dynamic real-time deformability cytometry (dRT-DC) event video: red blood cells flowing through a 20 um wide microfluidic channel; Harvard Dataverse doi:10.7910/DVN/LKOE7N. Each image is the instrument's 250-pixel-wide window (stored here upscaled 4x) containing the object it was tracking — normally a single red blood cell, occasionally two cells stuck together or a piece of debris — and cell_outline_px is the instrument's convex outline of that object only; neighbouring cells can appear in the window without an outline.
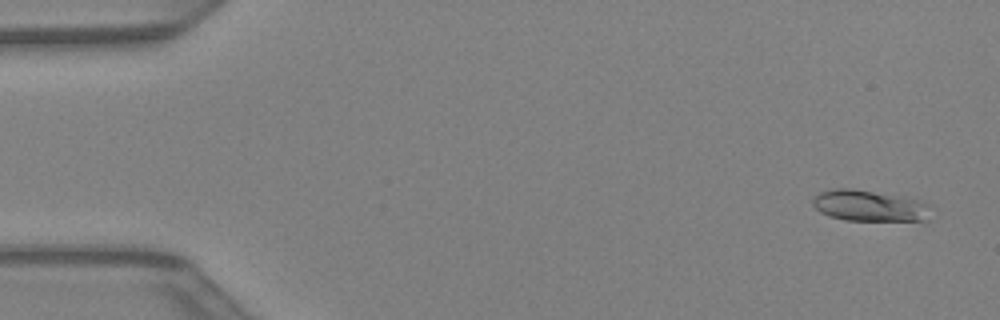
{"species": "Egyptian fruit bat (a non-hibernating species)", "species_latin": "Rousettus aegyptiacus", "temperature_condition": "warm", "stored_images_in_passage": 43, "camera_frame_rate_fps": 3000, "um_per_image_px": 0.085, "animal": {"sex": "female"}, "frame": {"image": 1, "passage_image": 2, "time_ms": 0.333, "image_size_px": [1000, 320], "cell_outline_px": [[932, 220], [844, 220], [828, 216], [820, 212], [812, 204], [812, 196], [820, 192], [832, 188], [852, 188], [904, 196], [920, 200], [932, 204]], "centroid_in_image_um": [73.96, 17.48], "position_along_channel_um": 11.0, "area_um2": 22.08}}
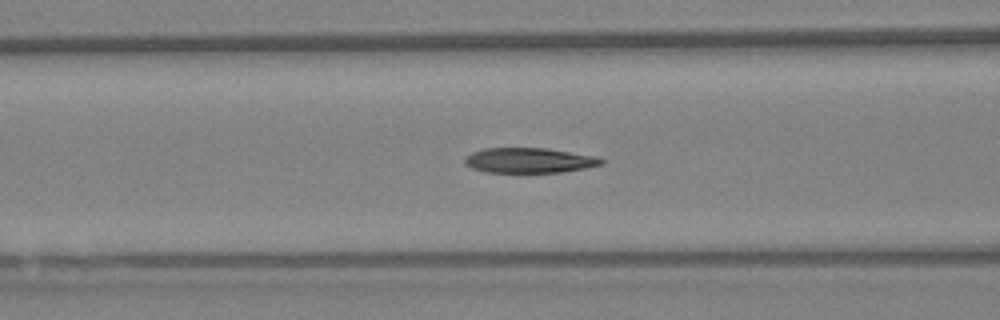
{"frame": {"image": 2, "passage_image": 17, "time_ms": 5.333, "image_size_px": [1000, 320], "cell_outline_px": [[604, 164], [584, 168], [560, 172], [484, 172], [472, 168], [464, 164], [464, 156], [472, 152], [484, 148], [548, 148], [596, 156], [604, 160]], "centroid_in_image_um": [44.95, 13.62], "position_along_channel_um": 121.6, "area_um2": 20.06}}
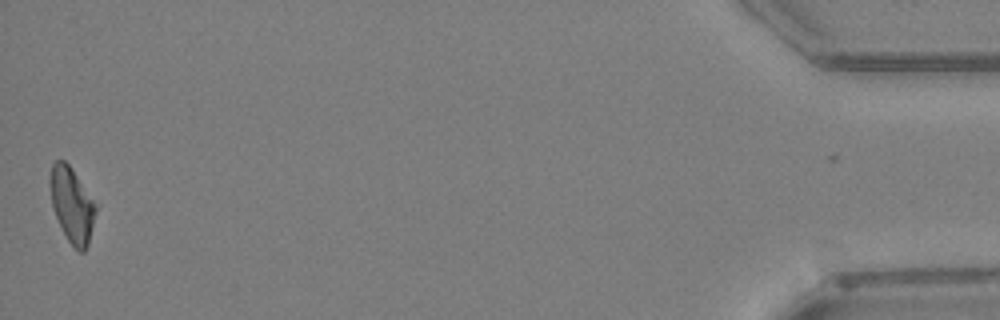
{"frame": {"image": 3, "passage_image": 42, "time_ms": 13.667, "image_size_px": [1000, 320], "cell_outline_px": [[100, 204], [88, 244], [84, 252], [80, 252], [68, 240], [52, 208], [48, 180], [52, 164], [56, 160], [64, 160], [72, 168]], "centroid_in_image_um": [6.16, 17.36], "position_along_channel_um": 429.0, "area_um2": 20.69}}